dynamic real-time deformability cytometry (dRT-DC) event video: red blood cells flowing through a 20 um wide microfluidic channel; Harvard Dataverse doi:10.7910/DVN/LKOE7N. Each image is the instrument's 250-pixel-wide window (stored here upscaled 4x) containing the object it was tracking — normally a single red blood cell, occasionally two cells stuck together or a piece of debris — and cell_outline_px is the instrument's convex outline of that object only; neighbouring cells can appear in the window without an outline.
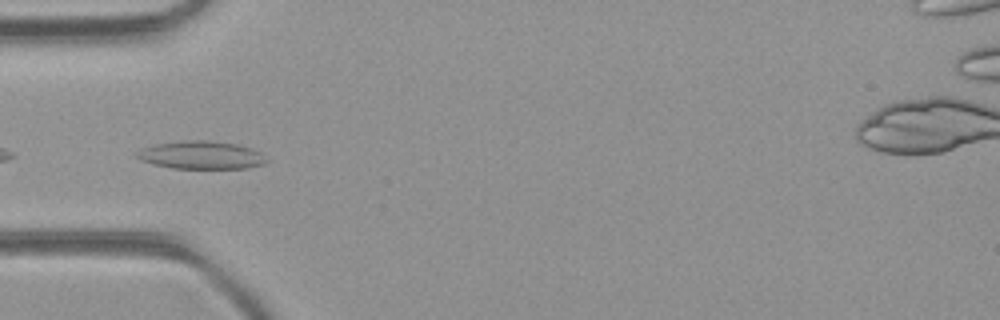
{"species": "common noctule bat (a hibernating species)", "species_latin": "Nyctalus noctula", "temperature_condition": "room temperature", "stored_images_in_passage": 5, "camera_frame_rate_fps": 3000, "um_per_image_px": 0.085, "animal": {"sex": "female", "body_mass_g": 21.9}, "frame": {"image": 1, "passage_image": 2, "time_ms": 0.333, "image_size_px": [1000, 320], "cell_outline_px": [[268, 160], [264, 164], [248, 168], [172, 168], [152, 164], [140, 160], [132, 152], [140, 148], [156, 144], [184, 140], [208, 140], [236, 144], [260, 152]], "centroid_in_image_um": [17.03, 13.18], "position_along_channel_um": 68.0, "area_um2": 21.21}}